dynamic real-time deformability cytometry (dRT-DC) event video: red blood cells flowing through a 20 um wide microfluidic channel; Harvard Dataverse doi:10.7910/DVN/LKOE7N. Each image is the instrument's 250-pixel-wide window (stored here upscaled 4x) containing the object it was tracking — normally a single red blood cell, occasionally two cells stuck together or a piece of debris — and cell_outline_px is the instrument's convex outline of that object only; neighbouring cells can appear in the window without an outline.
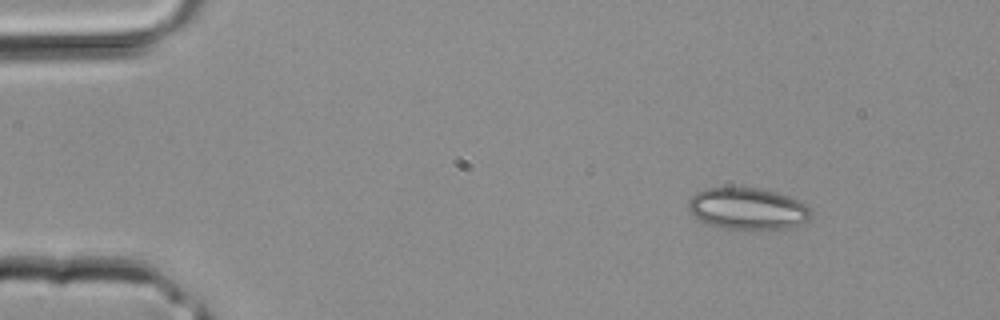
{"species": "common noctule bat (a hibernating species)", "species_latin": "Nyctalus noctula", "temperature_condition": "room temperature", "stored_images_in_passage": 3, "camera_frame_rate_fps": 3000, "um_per_image_px": 0.085, "animal": {"sex": "male", "body_mass_g": 20.4}, "frame": {"image": 1, "passage_image": 3, "time_ms": 0.667, "image_size_px": [1000, 320], "cell_outline_px": [[812, 212], [808, 220], [800, 224], [788, 228], [724, 228], [708, 224], [700, 220], [688, 208], [688, 200], [696, 192], [704, 188], [756, 188], [776, 192], [788, 196], [812, 208]], "centroid_in_image_um": [63.55, 17.72], "position_along_channel_um": 21.5, "area_um2": 29.36}}